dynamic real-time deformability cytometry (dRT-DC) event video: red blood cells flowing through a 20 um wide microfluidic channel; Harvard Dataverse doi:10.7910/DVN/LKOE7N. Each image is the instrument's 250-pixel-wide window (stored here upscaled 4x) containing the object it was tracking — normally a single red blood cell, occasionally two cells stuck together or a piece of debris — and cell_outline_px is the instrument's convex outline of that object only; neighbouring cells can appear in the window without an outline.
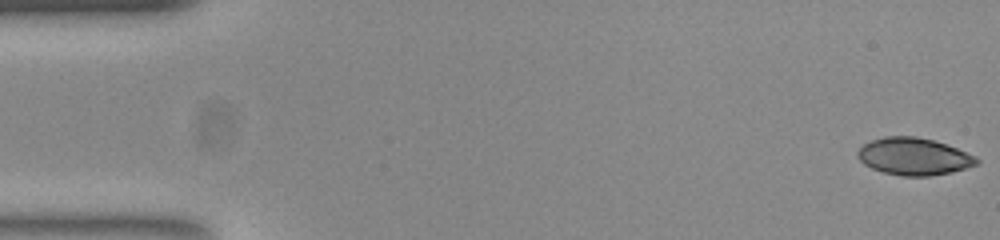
{"species": "common noctule bat (a hibernating species)", "species_latin": "Nyctalus noctula", "temperature_condition": "room temperature", "stored_images_in_passage": 53, "camera_frame_rate_fps": 3000, "um_per_image_px": 0.085, "animal": {"sex": "female", "body_mass_g": 23.0, "forearm_length_mm": 53.4}, "frame": {"image": 1, "passage_image": 1, "time_ms": 0.0, "image_size_px": [1000, 240], "cell_outline_px": [[980, 160], [976, 164], [952, 172], [928, 176], [900, 176], [884, 172], [872, 168], [864, 164], [856, 156], [856, 152], [864, 144], [872, 140], [884, 136], [916, 136], [932, 140], [956, 148], [976, 156]], "centroid_in_image_um": [77.65, 13.3], "position_along_channel_um": 7.4, "area_um2": 25.66}}
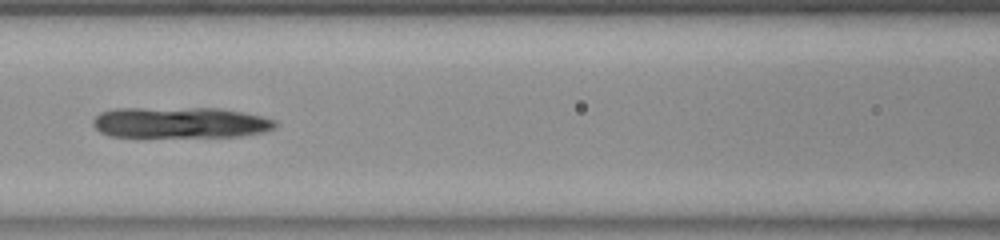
{"frame": {"image": 2, "passage_image": 23, "time_ms": 7.333, "image_size_px": [1000, 240], "cell_outline_px": [[280, 124], [276, 128], [264, 132], [240, 136], [112, 136], [100, 132], [92, 124], [92, 120], [100, 112], [112, 108], [224, 108], [264, 116], [276, 120]], "centroid_in_image_um": [15.38, 10.4], "position_along_channel_um": 151.2, "area_um2": 33.18}}
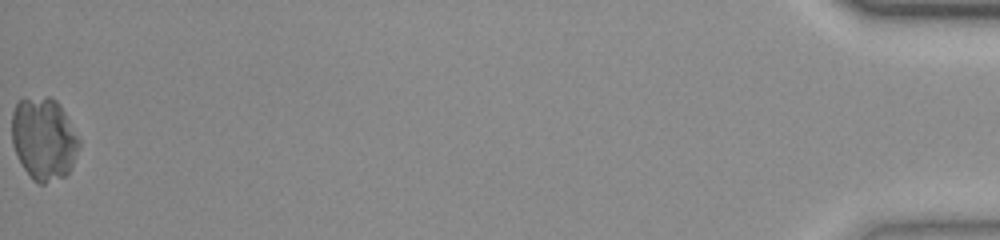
{"frame": {"image": 3, "passage_image": 53, "time_ms": 17.333, "image_size_px": [1000, 240], "cell_outline_px": [[80, 144], [72, 164], [68, 172], [64, 176], [44, 184], [40, 184], [32, 180], [24, 168], [12, 144], [12, 112], [16, 104], [24, 96], [48, 96], [56, 100], [60, 104], [80, 140]], "centroid_in_image_um": [3.7, 11.75], "position_along_channel_um": 431.5, "area_um2": 32.43}}